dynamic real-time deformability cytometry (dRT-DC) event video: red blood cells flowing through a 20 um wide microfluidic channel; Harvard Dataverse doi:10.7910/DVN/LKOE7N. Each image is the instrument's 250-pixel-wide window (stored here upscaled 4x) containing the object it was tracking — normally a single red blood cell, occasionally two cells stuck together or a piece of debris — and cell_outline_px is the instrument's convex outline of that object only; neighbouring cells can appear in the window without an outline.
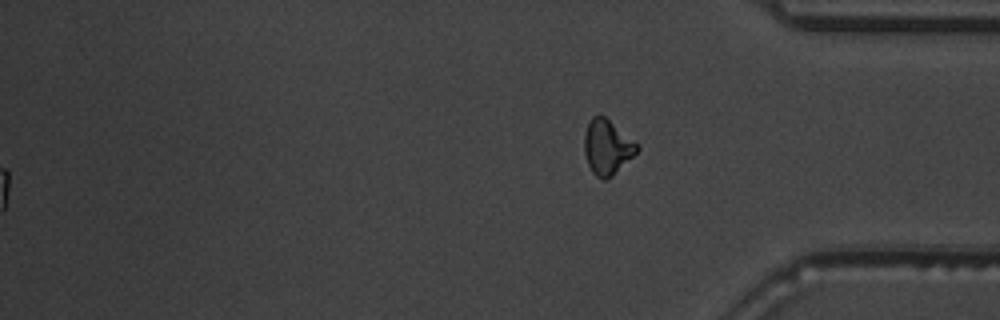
{"species": "common noctule bat (a hibernating species)", "species_latin": "Nyctalus noctula", "temperature_condition": "warm", "stored_images_in_passage": 55, "segment_of_instrument_passage": [2, 2], "camera_frame_rate_fps": 3000, "um_per_image_px": 0.085, "animal": {"sex": "male", "body_mass_g": 19.5, "forearm_length_mm": 54.6}, "frame": {"image": 1, "passage_image": 55, "time_ms": 18.0, "image_size_px": [1000, 320], "cell_outline_px": [[640, 148], [612, 176], [604, 180], [596, 176], [592, 172], [588, 164], [584, 152], [584, 132], [592, 116], [600, 112], [636, 144]], "centroid_in_image_um": [51.55, 12.49], "position_along_channel_um": 383.6, "area_um2": 16.53}}